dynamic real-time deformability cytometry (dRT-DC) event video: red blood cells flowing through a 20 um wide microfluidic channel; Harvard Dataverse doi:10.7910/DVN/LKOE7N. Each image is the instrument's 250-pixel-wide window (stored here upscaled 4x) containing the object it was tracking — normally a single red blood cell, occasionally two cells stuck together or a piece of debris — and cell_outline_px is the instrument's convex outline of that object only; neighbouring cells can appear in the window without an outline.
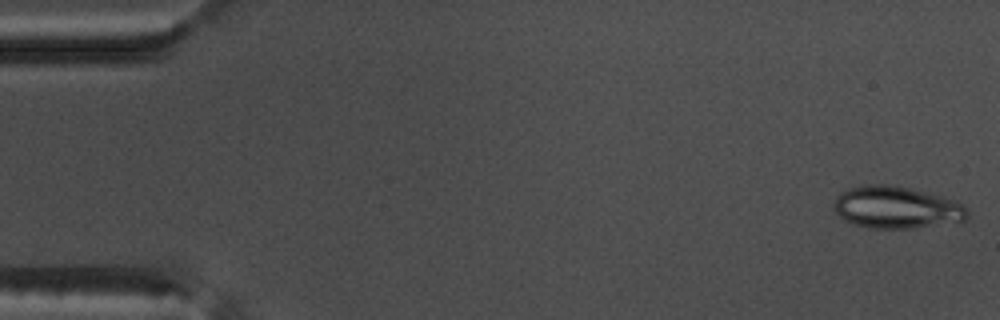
{"species": "common noctule bat (a hibernating species)", "species_latin": "Nyctalus noctula", "temperature_condition": "warm", "stored_images_in_passage": 54, "camera_frame_rate_fps": 3000, "um_per_image_px": 0.085, "animal": {"sex": "male", "body_mass_g": 17.5, "forearm_length_mm": 52.3}, "frame": {"image": 1, "passage_image": 1, "time_ms": 0.0, "image_size_px": [1000, 320], "cell_outline_px": [[968, 216], [964, 220], [916, 228], [868, 228], [852, 224], [844, 220], [832, 208], [832, 204], [836, 196], [840, 192], [848, 188], [860, 184], [884, 184], [908, 188], [940, 196], [952, 200], [968, 208]], "centroid_in_image_um": [76.11, 17.63], "position_along_channel_um": 8.9, "area_um2": 32.77}}
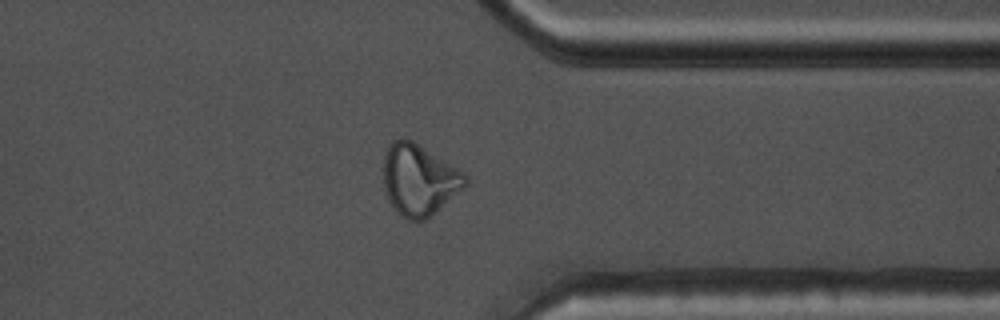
{"frame": {"image": 2, "passage_image": 42, "time_ms": 13.667, "image_size_px": [1000, 320], "cell_outline_px": [[468, 184], [424, 220], [408, 220], [388, 200], [384, 184], [384, 156], [388, 148], [400, 136], [412, 140], [464, 172], [468, 176]], "centroid_in_image_um": [35.63, 15.25], "position_along_channel_um": 375.8, "area_um2": 33.23}}
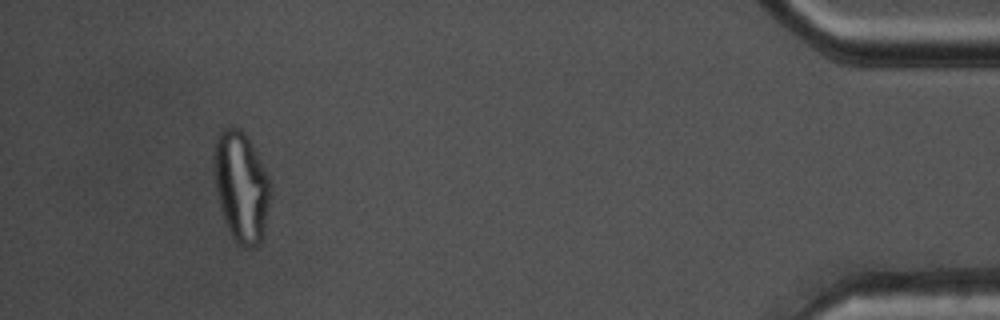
{"frame": {"image": 3, "passage_image": 50, "time_ms": 16.333, "image_size_px": [1000, 320], "cell_outline_px": [[268, 204], [260, 244], [252, 248], [244, 248], [236, 244], [224, 220], [216, 192], [216, 136], [224, 128], [240, 128], [244, 132], [264, 168], [268, 176]], "centroid_in_image_um": [20.49, 15.92], "position_along_channel_um": 414.7, "area_um2": 34.91}}